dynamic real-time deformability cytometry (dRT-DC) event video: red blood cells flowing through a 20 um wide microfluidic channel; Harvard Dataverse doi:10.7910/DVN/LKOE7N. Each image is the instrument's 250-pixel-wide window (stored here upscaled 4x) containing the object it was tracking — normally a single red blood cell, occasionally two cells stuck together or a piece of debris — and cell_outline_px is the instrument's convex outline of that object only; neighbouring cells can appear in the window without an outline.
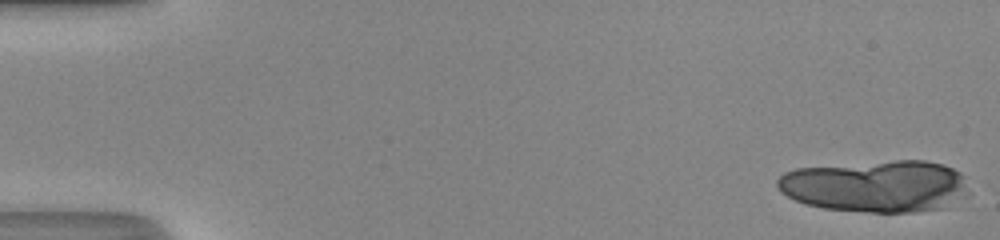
{"species": "human", "species_latin": "Homo sapiens", "temperature_condition": "room temperature", "stored_images_in_passage": 14, "camera_frame_rate_fps": 3000, "um_per_image_px": 0.085, "donor": {"sex": "male"}, "frame": {"image": 1, "passage_image": 1, "time_ms": 0.0, "image_size_px": [1000, 240], "cell_outline_px": [[968, 196], [944, 208], [916, 212], [868, 212], [824, 208], [808, 204], [796, 200], [780, 192], [776, 184], [776, 180], [784, 172], [796, 168], [896, 160], [924, 160], [944, 164], [960, 172], [964, 176], [968, 192]], "centroid_in_image_um": [74.49, 15.82], "position_along_channel_um": 10.5, "area_um2": 58.26}}